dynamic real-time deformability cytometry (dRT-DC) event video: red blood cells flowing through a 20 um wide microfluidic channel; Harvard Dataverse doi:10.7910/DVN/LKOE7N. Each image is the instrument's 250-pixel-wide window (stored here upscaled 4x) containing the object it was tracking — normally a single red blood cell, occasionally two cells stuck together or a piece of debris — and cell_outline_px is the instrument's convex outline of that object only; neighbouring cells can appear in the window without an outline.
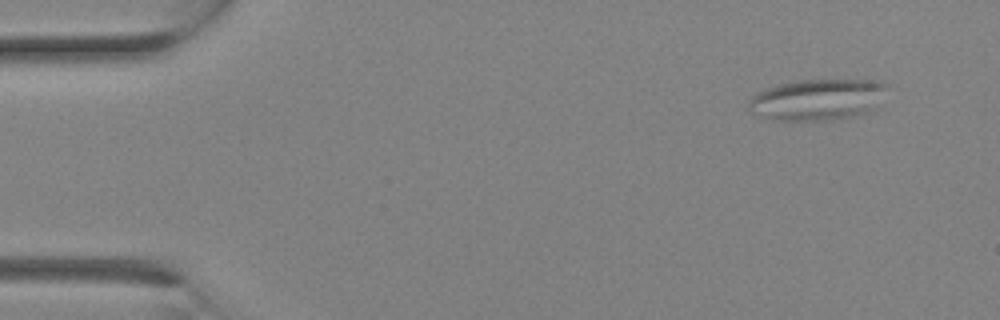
{"species": "Egyptian fruit bat (a non-hibernating species)", "species_latin": "Rousettus aegyptiacus", "temperature_condition": "room temperature", "stored_images_in_passage": 10, "camera_frame_rate_fps": 3000, "um_per_image_px": 0.085, "animal": {"sex": "female"}, "frame": {"image": 1, "passage_image": 1, "time_ms": 0.0, "image_size_px": [1000, 320], "cell_outline_px": [[888, 84], [872, 108], [864, 112], [852, 116], [832, 120], [764, 120], [752, 112], [748, 108], [748, 100], [752, 96], [776, 84], [796, 80], [880, 80]], "centroid_in_image_um": [69.38, 8.46], "position_along_channel_um": 15.6, "area_um2": 33.0}}
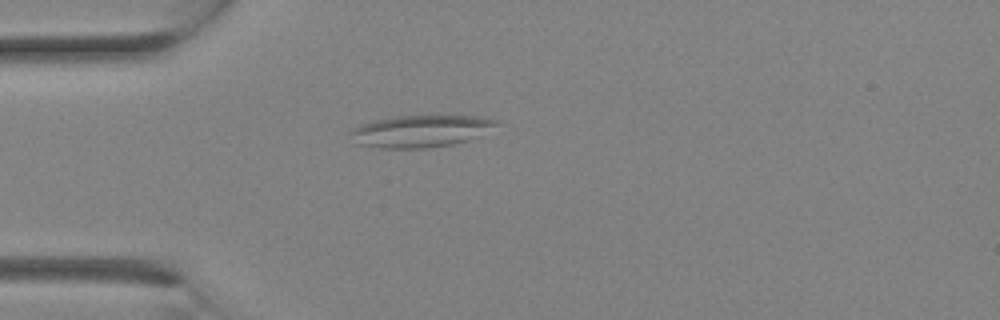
{"frame": {"image": 2, "passage_image": 6, "time_ms": 1.667, "image_size_px": [1000, 320], "cell_outline_px": [[500, 124], [464, 140], [452, 144], [428, 148], [380, 148], [356, 144], [348, 132], [352, 128], [360, 124], [392, 116], [476, 116], [500, 120]], "centroid_in_image_um": [35.66, 11.14], "position_along_channel_um": 49.3, "area_um2": 26.93}}